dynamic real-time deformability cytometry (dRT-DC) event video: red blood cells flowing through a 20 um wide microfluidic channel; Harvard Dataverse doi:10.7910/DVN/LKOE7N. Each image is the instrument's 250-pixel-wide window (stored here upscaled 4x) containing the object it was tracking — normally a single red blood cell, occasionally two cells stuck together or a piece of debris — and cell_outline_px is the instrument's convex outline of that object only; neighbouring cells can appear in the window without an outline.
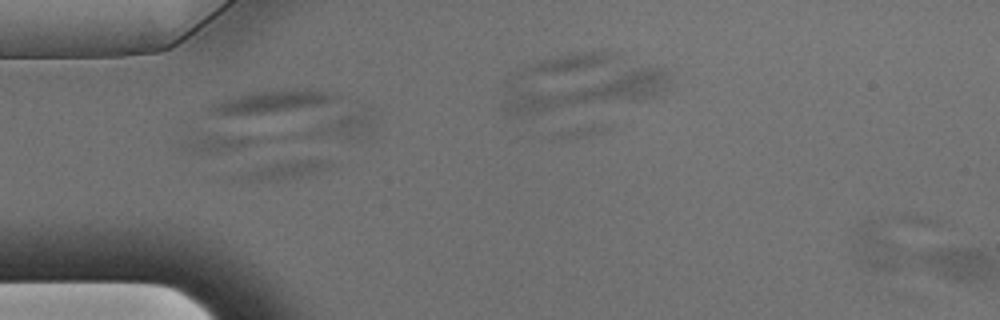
{"species": "Egyptian fruit bat (a non-hibernating species)", "species_latin": "Rousettus aegyptiacus", "temperature_condition": "warm", "stored_images_in_passage": 3, "camera_frame_rate_fps": 3000, "um_per_image_px": 0.085, "animal": {"sex": "male"}, "frame": {"image": 1, "passage_image": 3, "time_ms": 0.667, "image_size_px": [1000, 320], "cell_outline_px": [[908, 260], [896, 268], [868, 268], [856, 264], [852, 256], [852, 248], [856, 232], [868, 220], [876, 220], [908, 256]], "centroid_in_image_um": [74.51, 21.07], "position_along_channel_um": 10.5, "area_um2": 13.41}}